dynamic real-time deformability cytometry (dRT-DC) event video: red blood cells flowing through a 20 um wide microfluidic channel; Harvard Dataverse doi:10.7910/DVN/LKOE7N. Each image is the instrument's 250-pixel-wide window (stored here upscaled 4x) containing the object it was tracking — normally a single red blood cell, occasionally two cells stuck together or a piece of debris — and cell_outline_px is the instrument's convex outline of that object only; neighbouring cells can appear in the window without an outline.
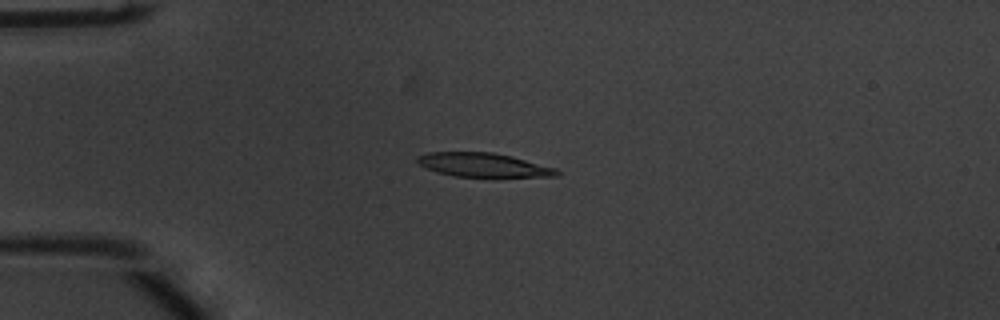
{"species": "common noctule bat (a hibernating species)", "species_latin": "Nyctalus noctula", "temperature_condition": "warm", "stored_images_in_passage": 41, "camera_frame_rate_fps": 3000, "um_per_image_px": 0.085, "animal": {"sex": "male", "body_mass_g": 20.1, "forearm_length_mm": 53.5}, "frame": {"image": 1, "passage_image": 1, "time_ms": 0.0, "image_size_px": [1000, 320], "cell_outline_px": [[560, 176], [492, 180], [452, 176], [436, 172], [416, 164], [416, 156], [428, 152], [492, 152], [512, 156], [556, 168], [560, 172]], "centroid_in_image_um": [41.14, 14.09], "position_along_channel_um": 43.9, "area_um2": 20.98}}
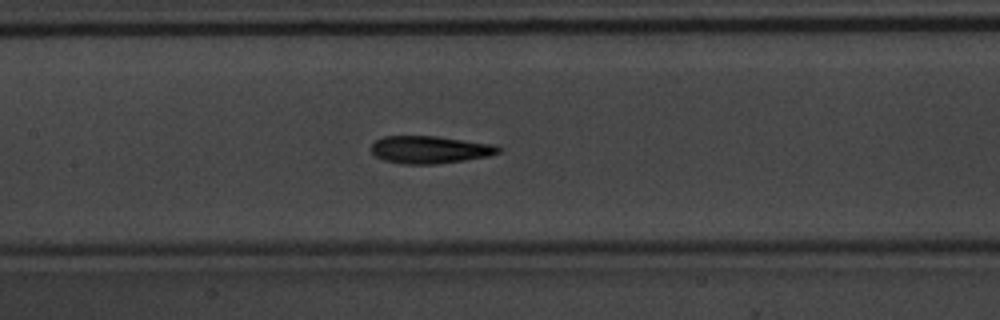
{"frame": {"image": 2, "passage_image": 13, "time_ms": 4.0, "image_size_px": [1000, 320], "cell_outline_px": [[504, 148], [500, 152], [488, 156], [464, 160], [436, 164], [400, 164], [384, 160], [376, 156], [368, 148], [376, 140], [384, 136], [436, 136], [496, 144]], "centroid_in_image_um": [36.55, 12.72], "position_along_channel_um": 170.8, "area_um2": 20.63}}
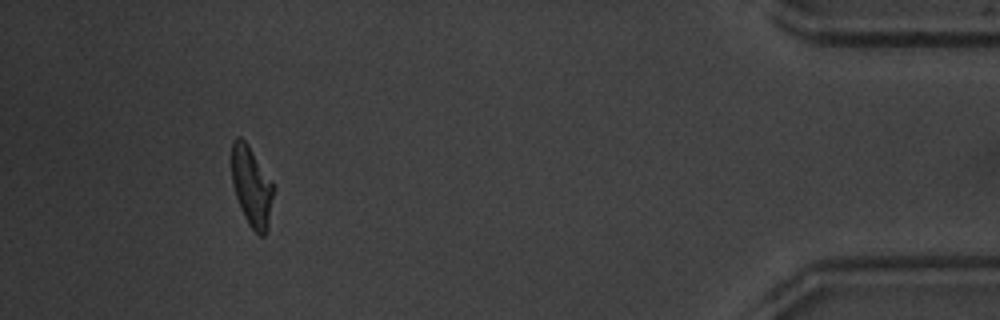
{"frame": {"image": 3, "passage_image": 37, "time_ms": 12.0, "image_size_px": [1000, 320], "cell_outline_px": [[276, 188], [268, 228], [264, 236], [260, 236], [248, 224], [240, 208], [232, 184], [232, 140], [236, 136], [240, 136], [248, 144], [272, 180]], "centroid_in_image_um": [21.42, 15.85], "position_along_channel_um": 413.8, "area_um2": 19.88}, "authors_computed_cell_mechanics": {"area_um2": 20.1144, "velocity_mm_per_s": 3.7827, "shape_relaxation_time_tau1_ms": 5.1915, "shape_relaxation_time_tau2_ms": 2.943, "deformation_change_tau1": 0.1903, "deformation_change_tau2": 0.1172}}